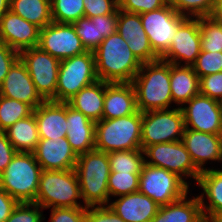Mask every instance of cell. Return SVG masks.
<instances>
[{
    "label": "cell",
    "mask_w": 222,
    "mask_h": 222,
    "mask_svg": "<svg viewBox=\"0 0 222 222\" xmlns=\"http://www.w3.org/2000/svg\"><path fill=\"white\" fill-rule=\"evenodd\" d=\"M93 52L98 79L104 82L131 83L142 65L117 31Z\"/></svg>",
    "instance_id": "1"
},
{
    "label": "cell",
    "mask_w": 222,
    "mask_h": 222,
    "mask_svg": "<svg viewBox=\"0 0 222 222\" xmlns=\"http://www.w3.org/2000/svg\"><path fill=\"white\" fill-rule=\"evenodd\" d=\"M140 112L168 109L173 102L170 87V63L161 59L142 63L131 82Z\"/></svg>",
    "instance_id": "2"
},
{
    "label": "cell",
    "mask_w": 222,
    "mask_h": 222,
    "mask_svg": "<svg viewBox=\"0 0 222 222\" xmlns=\"http://www.w3.org/2000/svg\"><path fill=\"white\" fill-rule=\"evenodd\" d=\"M75 171L84 206L108 205V178L111 172L108 153L94 149L79 155Z\"/></svg>",
    "instance_id": "3"
},
{
    "label": "cell",
    "mask_w": 222,
    "mask_h": 222,
    "mask_svg": "<svg viewBox=\"0 0 222 222\" xmlns=\"http://www.w3.org/2000/svg\"><path fill=\"white\" fill-rule=\"evenodd\" d=\"M42 170L33 153L16 152L0 174V187L18 203H34Z\"/></svg>",
    "instance_id": "4"
},
{
    "label": "cell",
    "mask_w": 222,
    "mask_h": 222,
    "mask_svg": "<svg viewBox=\"0 0 222 222\" xmlns=\"http://www.w3.org/2000/svg\"><path fill=\"white\" fill-rule=\"evenodd\" d=\"M142 112L114 119H102L95 123V149L113 151L141 148Z\"/></svg>",
    "instance_id": "5"
},
{
    "label": "cell",
    "mask_w": 222,
    "mask_h": 222,
    "mask_svg": "<svg viewBox=\"0 0 222 222\" xmlns=\"http://www.w3.org/2000/svg\"><path fill=\"white\" fill-rule=\"evenodd\" d=\"M81 199L80 186L75 169L42 170L34 203L45 208L86 207Z\"/></svg>",
    "instance_id": "6"
},
{
    "label": "cell",
    "mask_w": 222,
    "mask_h": 222,
    "mask_svg": "<svg viewBox=\"0 0 222 222\" xmlns=\"http://www.w3.org/2000/svg\"><path fill=\"white\" fill-rule=\"evenodd\" d=\"M97 80L99 79L93 51H86L83 54L61 60L56 94L51 100L67 102L82 88L95 83Z\"/></svg>",
    "instance_id": "7"
},
{
    "label": "cell",
    "mask_w": 222,
    "mask_h": 222,
    "mask_svg": "<svg viewBox=\"0 0 222 222\" xmlns=\"http://www.w3.org/2000/svg\"><path fill=\"white\" fill-rule=\"evenodd\" d=\"M185 129L180 107L142 113L141 148L159 143L177 142Z\"/></svg>",
    "instance_id": "8"
},
{
    "label": "cell",
    "mask_w": 222,
    "mask_h": 222,
    "mask_svg": "<svg viewBox=\"0 0 222 222\" xmlns=\"http://www.w3.org/2000/svg\"><path fill=\"white\" fill-rule=\"evenodd\" d=\"M189 183L176 173L144 164L140 172L138 191L152 198L159 206L174 202L188 194Z\"/></svg>",
    "instance_id": "9"
},
{
    "label": "cell",
    "mask_w": 222,
    "mask_h": 222,
    "mask_svg": "<svg viewBox=\"0 0 222 222\" xmlns=\"http://www.w3.org/2000/svg\"><path fill=\"white\" fill-rule=\"evenodd\" d=\"M19 58L27 67L36 91L44 100H51L56 94L61 61L38 46L21 51Z\"/></svg>",
    "instance_id": "10"
},
{
    "label": "cell",
    "mask_w": 222,
    "mask_h": 222,
    "mask_svg": "<svg viewBox=\"0 0 222 222\" xmlns=\"http://www.w3.org/2000/svg\"><path fill=\"white\" fill-rule=\"evenodd\" d=\"M140 18L154 53L161 58L168 50L178 25L186 18L168 3L154 11L141 13Z\"/></svg>",
    "instance_id": "11"
},
{
    "label": "cell",
    "mask_w": 222,
    "mask_h": 222,
    "mask_svg": "<svg viewBox=\"0 0 222 222\" xmlns=\"http://www.w3.org/2000/svg\"><path fill=\"white\" fill-rule=\"evenodd\" d=\"M143 153L150 158L145 159L146 164L176 173L184 181V178L187 177L198 181L201 172L193 164L190 154L181 140L146 146Z\"/></svg>",
    "instance_id": "12"
},
{
    "label": "cell",
    "mask_w": 222,
    "mask_h": 222,
    "mask_svg": "<svg viewBox=\"0 0 222 222\" xmlns=\"http://www.w3.org/2000/svg\"><path fill=\"white\" fill-rule=\"evenodd\" d=\"M38 47L60 61L87 51L73 24L58 22L40 29Z\"/></svg>",
    "instance_id": "13"
},
{
    "label": "cell",
    "mask_w": 222,
    "mask_h": 222,
    "mask_svg": "<svg viewBox=\"0 0 222 222\" xmlns=\"http://www.w3.org/2000/svg\"><path fill=\"white\" fill-rule=\"evenodd\" d=\"M185 104L188 106L180 107L184 116L185 128L209 134H222L220 101L198 94Z\"/></svg>",
    "instance_id": "14"
},
{
    "label": "cell",
    "mask_w": 222,
    "mask_h": 222,
    "mask_svg": "<svg viewBox=\"0 0 222 222\" xmlns=\"http://www.w3.org/2000/svg\"><path fill=\"white\" fill-rule=\"evenodd\" d=\"M201 52L199 18H185L176 30L167 52L160 58L171 64L192 66ZM179 61V62H178Z\"/></svg>",
    "instance_id": "15"
},
{
    "label": "cell",
    "mask_w": 222,
    "mask_h": 222,
    "mask_svg": "<svg viewBox=\"0 0 222 222\" xmlns=\"http://www.w3.org/2000/svg\"><path fill=\"white\" fill-rule=\"evenodd\" d=\"M116 31L127 41L128 47L141 63L154 62L160 59L151 48L140 14L128 13L118 7Z\"/></svg>",
    "instance_id": "16"
},
{
    "label": "cell",
    "mask_w": 222,
    "mask_h": 222,
    "mask_svg": "<svg viewBox=\"0 0 222 222\" xmlns=\"http://www.w3.org/2000/svg\"><path fill=\"white\" fill-rule=\"evenodd\" d=\"M40 28L8 10L0 19V41L17 52L39 44Z\"/></svg>",
    "instance_id": "17"
},
{
    "label": "cell",
    "mask_w": 222,
    "mask_h": 222,
    "mask_svg": "<svg viewBox=\"0 0 222 222\" xmlns=\"http://www.w3.org/2000/svg\"><path fill=\"white\" fill-rule=\"evenodd\" d=\"M0 95L29 104L33 109L45 100L36 91L27 67L19 58L0 85Z\"/></svg>",
    "instance_id": "18"
},
{
    "label": "cell",
    "mask_w": 222,
    "mask_h": 222,
    "mask_svg": "<svg viewBox=\"0 0 222 222\" xmlns=\"http://www.w3.org/2000/svg\"><path fill=\"white\" fill-rule=\"evenodd\" d=\"M181 142L200 172L206 170L203 167L205 162L222 161V134H209L185 128Z\"/></svg>",
    "instance_id": "19"
},
{
    "label": "cell",
    "mask_w": 222,
    "mask_h": 222,
    "mask_svg": "<svg viewBox=\"0 0 222 222\" xmlns=\"http://www.w3.org/2000/svg\"><path fill=\"white\" fill-rule=\"evenodd\" d=\"M33 154L43 170L75 169L78 159L67 137L39 139Z\"/></svg>",
    "instance_id": "20"
},
{
    "label": "cell",
    "mask_w": 222,
    "mask_h": 222,
    "mask_svg": "<svg viewBox=\"0 0 222 222\" xmlns=\"http://www.w3.org/2000/svg\"><path fill=\"white\" fill-rule=\"evenodd\" d=\"M118 8L109 15L93 18L82 17L73 23L76 34L87 51H94L103 41L117 30Z\"/></svg>",
    "instance_id": "21"
},
{
    "label": "cell",
    "mask_w": 222,
    "mask_h": 222,
    "mask_svg": "<svg viewBox=\"0 0 222 222\" xmlns=\"http://www.w3.org/2000/svg\"><path fill=\"white\" fill-rule=\"evenodd\" d=\"M33 113L37 121L39 139L66 137V102L45 100Z\"/></svg>",
    "instance_id": "22"
},
{
    "label": "cell",
    "mask_w": 222,
    "mask_h": 222,
    "mask_svg": "<svg viewBox=\"0 0 222 222\" xmlns=\"http://www.w3.org/2000/svg\"><path fill=\"white\" fill-rule=\"evenodd\" d=\"M109 207L125 222H150L160 208L152 198L140 191L120 196Z\"/></svg>",
    "instance_id": "23"
},
{
    "label": "cell",
    "mask_w": 222,
    "mask_h": 222,
    "mask_svg": "<svg viewBox=\"0 0 222 222\" xmlns=\"http://www.w3.org/2000/svg\"><path fill=\"white\" fill-rule=\"evenodd\" d=\"M67 140L77 156L95 149V122L66 102Z\"/></svg>",
    "instance_id": "24"
},
{
    "label": "cell",
    "mask_w": 222,
    "mask_h": 222,
    "mask_svg": "<svg viewBox=\"0 0 222 222\" xmlns=\"http://www.w3.org/2000/svg\"><path fill=\"white\" fill-rule=\"evenodd\" d=\"M132 83H109L105 88L103 119L120 118L137 111Z\"/></svg>",
    "instance_id": "25"
},
{
    "label": "cell",
    "mask_w": 222,
    "mask_h": 222,
    "mask_svg": "<svg viewBox=\"0 0 222 222\" xmlns=\"http://www.w3.org/2000/svg\"><path fill=\"white\" fill-rule=\"evenodd\" d=\"M197 184L204 192L198 196L204 219L206 222H210L213 218L222 215V170L206 169L202 171ZM204 194L207 196L209 204H205L203 201Z\"/></svg>",
    "instance_id": "26"
},
{
    "label": "cell",
    "mask_w": 222,
    "mask_h": 222,
    "mask_svg": "<svg viewBox=\"0 0 222 222\" xmlns=\"http://www.w3.org/2000/svg\"><path fill=\"white\" fill-rule=\"evenodd\" d=\"M108 82L97 80L95 83L82 88L67 104L81 112L95 123L103 119V103L105 88Z\"/></svg>",
    "instance_id": "27"
},
{
    "label": "cell",
    "mask_w": 222,
    "mask_h": 222,
    "mask_svg": "<svg viewBox=\"0 0 222 222\" xmlns=\"http://www.w3.org/2000/svg\"><path fill=\"white\" fill-rule=\"evenodd\" d=\"M150 222H206L202 213L199 197L182 198L160 206L156 216Z\"/></svg>",
    "instance_id": "28"
},
{
    "label": "cell",
    "mask_w": 222,
    "mask_h": 222,
    "mask_svg": "<svg viewBox=\"0 0 222 222\" xmlns=\"http://www.w3.org/2000/svg\"><path fill=\"white\" fill-rule=\"evenodd\" d=\"M172 100L180 107L199 94V77L192 66L170 63Z\"/></svg>",
    "instance_id": "29"
},
{
    "label": "cell",
    "mask_w": 222,
    "mask_h": 222,
    "mask_svg": "<svg viewBox=\"0 0 222 222\" xmlns=\"http://www.w3.org/2000/svg\"><path fill=\"white\" fill-rule=\"evenodd\" d=\"M17 152L33 153L39 142L38 126L34 113L20 119L4 131Z\"/></svg>",
    "instance_id": "30"
},
{
    "label": "cell",
    "mask_w": 222,
    "mask_h": 222,
    "mask_svg": "<svg viewBox=\"0 0 222 222\" xmlns=\"http://www.w3.org/2000/svg\"><path fill=\"white\" fill-rule=\"evenodd\" d=\"M10 10L40 29L53 22L50 0H10Z\"/></svg>",
    "instance_id": "31"
},
{
    "label": "cell",
    "mask_w": 222,
    "mask_h": 222,
    "mask_svg": "<svg viewBox=\"0 0 222 222\" xmlns=\"http://www.w3.org/2000/svg\"><path fill=\"white\" fill-rule=\"evenodd\" d=\"M142 149L113 151L108 153L111 172L140 173L145 164Z\"/></svg>",
    "instance_id": "32"
},
{
    "label": "cell",
    "mask_w": 222,
    "mask_h": 222,
    "mask_svg": "<svg viewBox=\"0 0 222 222\" xmlns=\"http://www.w3.org/2000/svg\"><path fill=\"white\" fill-rule=\"evenodd\" d=\"M33 111L29 104L0 95V131L4 132L20 119L29 117Z\"/></svg>",
    "instance_id": "33"
},
{
    "label": "cell",
    "mask_w": 222,
    "mask_h": 222,
    "mask_svg": "<svg viewBox=\"0 0 222 222\" xmlns=\"http://www.w3.org/2000/svg\"><path fill=\"white\" fill-rule=\"evenodd\" d=\"M53 22L73 24L84 17L83 0H50Z\"/></svg>",
    "instance_id": "34"
},
{
    "label": "cell",
    "mask_w": 222,
    "mask_h": 222,
    "mask_svg": "<svg viewBox=\"0 0 222 222\" xmlns=\"http://www.w3.org/2000/svg\"><path fill=\"white\" fill-rule=\"evenodd\" d=\"M201 51L222 52V25L209 17L199 18Z\"/></svg>",
    "instance_id": "35"
},
{
    "label": "cell",
    "mask_w": 222,
    "mask_h": 222,
    "mask_svg": "<svg viewBox=\"0 0 222 222\" xmlns=\"http://www.w3.org/2000/svg\"><path fill=\"white\" fill-rule=\"evenodd\" d=\"M216 0H168L178 14L187 18L209 17Z\"/></svg>",
    "instance_id": "36"
},
{
    "label": "cell",
    "mask_w": 222,
    "mask_h": 222,
    "mask_svg": "<svg viewBox=\"0 0 222 222\" xmlns=\"http://www.w3.org/2000/svg\"><path fill=\"white\" fill-rule=\"evenodd\" d=\"M140 173L110 172L108 192L110 196H124L138 191Z\"/></svg>",
    "instance_id": "37"
},
{
    "label": "cell",
    "mask_w": 222,
    "mask_h": 222,
    "mask_svg": "<svg viewBox=\"0 0 222 222\" xmlns=\"http://www.w3.org/2000/svg\"><path fill=\"white\" fill-rule=\"evenodd\" d=\"M192 67L199 78L221 72L222 52L201 51Z\"/></svg>",
    "instance_id": "38"
},
{
    "label": "cell",
    "mask_w": 222,
    "mask_h": 222,
    "mask_svg": "<svg viewBox=\"0 0 222 222\" xmlns=\"http://www.w3.org/2000/svg\"><path fill=\"white\" fill-rule=\"evenodd\" d=\"M40 208L36 203H18L5 222H42L45 218Z\"/></svg>",
    "instance_id": "39"
},
{
    "label": "cell",
    "mask_w": 222,
    "mask_h": 222,
    "mask_svg": "<svg viewBox=\"0 0 222 222\" xmlns=\"http://www.w3.org/2000/svg\"><path fill=\"white\" fill-rule=\"evenodd\" d=\"M119 9L128 13H146L168 4V0H118Z\"/></svg>",
    "instance_id": "40"
},
{
    "label": "cell",
    "mask_w": 222,
    "mask_h": 222,
    "mask_svg": "<svg viewBox=\"0 0 222 222\" xmlns=\"http://www.w3.org/2000/svg\"><path fill=\"white\" fill-rule=\"evenodd\" d=\"M199 94L222 101V71L199 78Z\"/></svg>",
    "instance_id": "41"
},
{
    "label": "cell",
    "mask_w": 222,
    "mask_h": 222,
    "mask_svg": "<svg viewBox=\"0 0 222 222\" xmlns=\"http://www.w3.org/2000/svg\"><path fill=\"white\" fill-rule=\"evenodd\" d=\"M84 16L93 18L99 15L112 14L118 7V0H83Z\"/></svg>",
    "instance_id": "42"
},
{
    "label": "cell",
    "mask_w": 222,
    "mask_h": 222,
    "mask_svg": "<svg viewBox=\"0 0 222 222\" xmlns=\"http://www.w3.org/2000/svg\"><path fill=\"white\" fill-rule=\"evenodd\" d=\"M86 207L52 208L50 222H85Z\"/></svg>",
    "instance_id": "43"
},
{
    "label": "cell",
    "mask_w": 222,
    "mask_h": 222,
    "mask_svg": "<svg viewBox=\"0 0 222 222\" xmlns=\"http://www.w3.org/2000/svg\"><path fill=\"white\" fill-rule=\"evenodd\" d=\"M91 208V209H90ZM85 222H125L109 205L87 206Z\"/></svg>",
    "instance_id": "44"
},
{
    "label": "cell",
    "mask_w": 222,
    "mask_h": 222,
    "mask_svg": "<svg viewBox=\"0 0 222 222\" xmlns=\"http://www.w3.org/2000/svg\"><path fill=\"white\" fill-rule=\"evenodd\" d=\"M19 59V52L0 41V85L7 76L9 69Z\"/></svg>",
    "instance_id": "45"
},
{
    "label": "cell",
    "mask_w": 222,
    "mask_h": 222,
    "mask_svg": "<svg viewBox=\"0 0 222 222\" xmlns=\"http://www.w3.org/2000/svg\"><path fill=\"white\" fill-rule=\"evenodd\" d=\"M16 152L5 132L0 131V174L6 169Z\"/></svg>",
    "instance_id": "46"
},
{
    "label": "cell",
    "mask_w": 222,
    "mask_h": 222,
    "mask_svg": "<svg viewBox=\"0 0 222 222\" xmlns=\"http://www.w3.org/2000/svg\"><path fill=\"white\" fill-rule=\"evenodd\" d=\"M18 202L0 187V222H5Z\"/></svg>",
    "instance_id": "47"
},
{
    "label": "cell",
    "mask_w": 222,
    "mask_h": 222,
    "mask_svg": "<svg viewBox=\"0 0 222 222\" xmlns=\"http://www.w3.org/2000/svg\"><path fill=\"white\" fill-rule=\"evenodd\" d=\"M210 17L222 25V0L215 1L214 9Z\"/></svg>",
    "instance_id": "48"
},
{
    "label": "cell",
    "mask_w": 222,
    "mask_h": 222,
    "mask_svg": "<svg viewBox=\"0 0 222 222\" xmlns=\"http://www.w3.org/2000/svg\"><path fill=\"white\" fill-rule=\"evenodd\" d=\"M8 10H10V0H0V19Z\"/></svg>",
    "instance_id": "49"
},
{
    "label": "cell",
    "mask_w": 222,
    "mask_h": 222,
    "mask_svg": "<svg viewBox=\"0 0 222 222\" xmlns=\"http://www.w3.org/2000/svg\"><path fill=\"white\" fill-rule=\"evenodd\" d=\"M210 222H222V215L213 218Z\"/></svg>",
    "instance_id": "50"
}]
</instances>
